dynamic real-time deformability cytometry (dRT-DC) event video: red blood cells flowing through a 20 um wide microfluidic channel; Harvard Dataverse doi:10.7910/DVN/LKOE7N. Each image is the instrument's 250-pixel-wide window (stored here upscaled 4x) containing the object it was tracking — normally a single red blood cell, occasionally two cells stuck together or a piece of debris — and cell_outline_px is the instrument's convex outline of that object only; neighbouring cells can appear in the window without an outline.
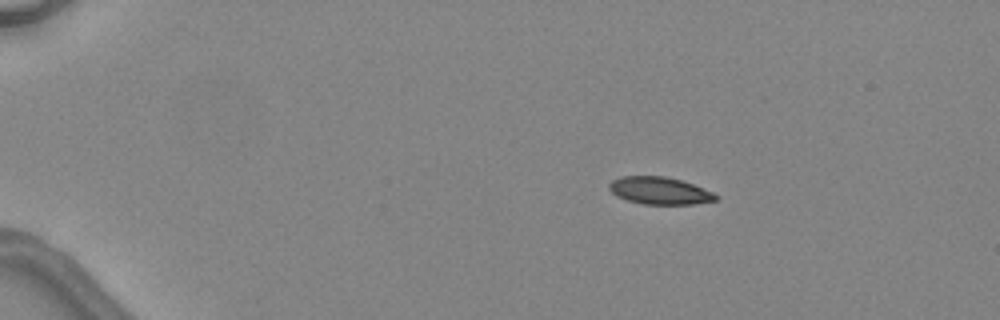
{"species": "common noctule bat (a hibernating species)", "species_latin": "Nyctalus noctula", "temperature_condition": "warm", "stored_images_in_passage": 3, "camera_frame_rate_fps": 3000, "um_per_image_px": 0.085, "animal": {"sex": "female", "body_mass_g": 24.6, "forearm_length_mm": 56.2}, "frame": {"image": 1, "passage_image": 1, "time_ms": 0.0, "image_size_px": [1000, 320], "cell_outline_px": [[720, 196], [716, 200], [696, 204], [644, 204], [628, 200], [616, 196], [608, 188], [608, 184], [612, 180], [620, 176], [664, 176], [680, 180], [692, 184], [712, 192]], "centroid_in_image_um": [56.05, 16.21], "position_along_channel_um": 29.0, "area_um2": 16.94}}